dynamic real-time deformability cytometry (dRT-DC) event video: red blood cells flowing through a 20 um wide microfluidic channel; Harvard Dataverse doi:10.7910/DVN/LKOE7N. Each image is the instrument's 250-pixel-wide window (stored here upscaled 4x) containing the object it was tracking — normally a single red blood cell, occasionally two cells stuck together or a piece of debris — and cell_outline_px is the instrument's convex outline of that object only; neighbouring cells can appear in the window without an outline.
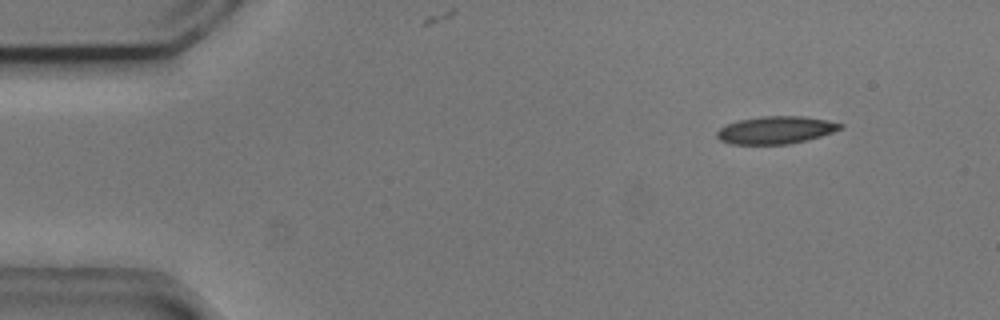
{"species": "common noctule bat (a hibernating species)", "species_latin": "Nyctalus noctula", "temperature_condition": "cold", "stored_images_in_passage": 4, "camera_frame_rate_fps": 3000, "um_per_image_px": 0.085, "animal": {"sex": "male", "body_mass_g": 20.5, "forearm_length_mm": 52.5}, "frame": {"image": 1, "passage_image": 2, "time_ms": 0.333, "image_size_px": [1000, 320], "cell_outline_px": [[844, 124], [840, 128], [832, 132], [808, 140], [788, 144], [732, 144], [720, 140], [716, 136], [716, 132], [720, 128], [728, 124], [740, 120], [760, 116], [804, 116], [828, 120]], "centroid_in_image_um": [65.94, 11.05], "position_along_channel_um": 19.1, "area_um2": 19.71}}